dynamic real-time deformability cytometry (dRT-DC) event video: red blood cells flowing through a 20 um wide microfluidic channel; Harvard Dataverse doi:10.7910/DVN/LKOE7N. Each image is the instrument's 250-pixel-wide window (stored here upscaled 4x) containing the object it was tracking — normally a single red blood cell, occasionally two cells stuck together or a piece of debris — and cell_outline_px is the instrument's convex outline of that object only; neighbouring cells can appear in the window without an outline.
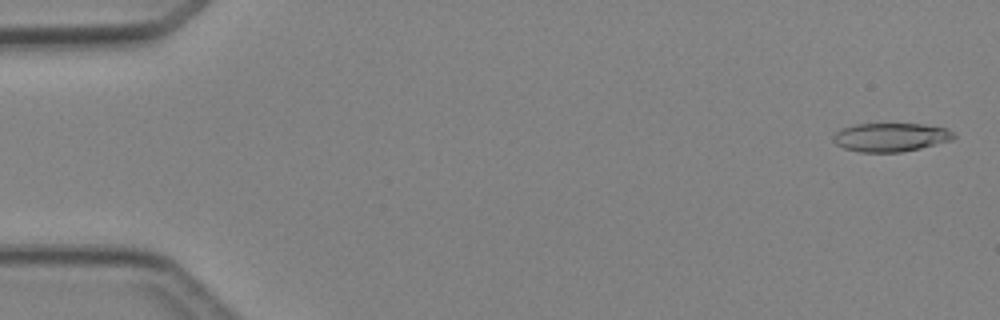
{"species": "Egyptian fruit bat (a non-hibernating species)", "species_latin": "Rousettus aegyptiacus", "temperature_condition": "cold", "stored_images_in_passage": 5, "camera_frame_rate_fps": 3000, "um_per_image_px": 0.085, "animal": {"sex": "female"}, "frame": {"image": 1, "passage_image": 1, "time_ms": 0.0, "image_size_px": [1000, 320], "cell_outline_px": [[956, 136], [952, 140], [920, 148], [900, 152], [860, 152], [844, 148], [836, 144], [832, 140], [832, 136], [836, 132], [844, 128], [856, 124], [924, 124], [948, 128]], "centroid_in_image_um": [75.72, 11.66], "position_along_channel_um": 9.3, "area_um2": 20.06}}
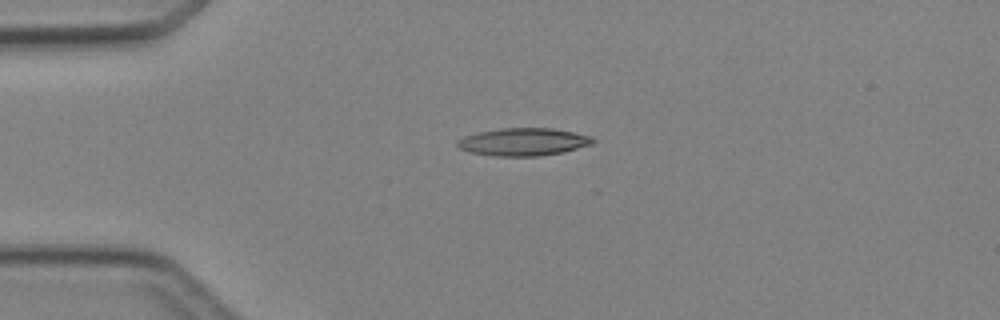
{"frame": {"image": 2, "passage_image": 4, "time_ms": 3.333, "image_size_px": [1000, 320], "cell_outline_px": [[596, 140], [592, 144], [564, 152], [540, 156], [492, 156], [468, 152], [460, 148], [456, 144], [456, 140], [464, 136], [480, 132], [504, 128], [552, 128], [592, 136]], "centroid_in_image_um": [44.48, 12.07], "position_along_channel_um": 40.5, "area_um2": 21.91}}